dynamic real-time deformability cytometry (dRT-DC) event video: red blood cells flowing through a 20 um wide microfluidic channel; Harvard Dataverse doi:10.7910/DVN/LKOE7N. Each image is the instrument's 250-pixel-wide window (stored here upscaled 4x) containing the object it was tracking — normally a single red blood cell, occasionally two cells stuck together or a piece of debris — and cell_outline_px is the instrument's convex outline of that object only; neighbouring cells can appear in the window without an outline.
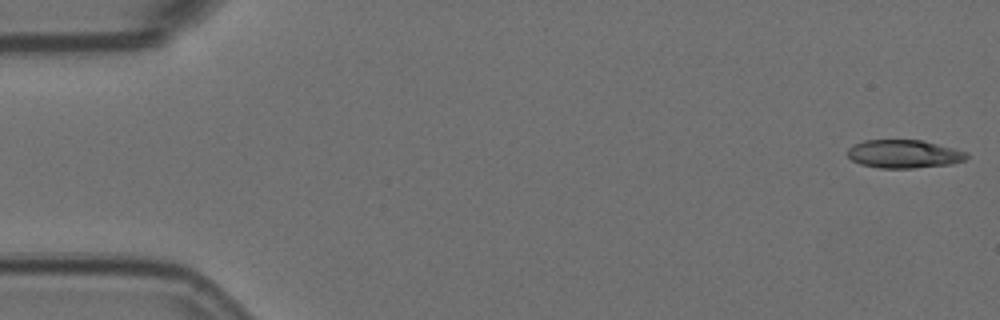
{"species": "Egyptian fruit bat (a non-hibernating species)", "species_latin": "Rousettus aegyptiacus", "temperature_condition": "room temperature", "stored_images_in_passage": 56, "camera_frame_rate_fps": 3000, "um_per_image_px": 0.085, "animal": {"sex": "female"}, "frame": {"image": 1, "passage_image": 1, "time_ms": 0.0, "image_size_px": [1000, 320], "cell_outline_px": [[968, 156], [964, 160], [952, 164], [912, 168], [880, 168], [860, 164], [852, 160], [848, 156], [848, 148], [864, 140], [924, 140], [968, 152]], "centroid_in_image_um": [76.85, 13.08], "position_along_channel_um": 8.1, "area_um2": 19.59}}
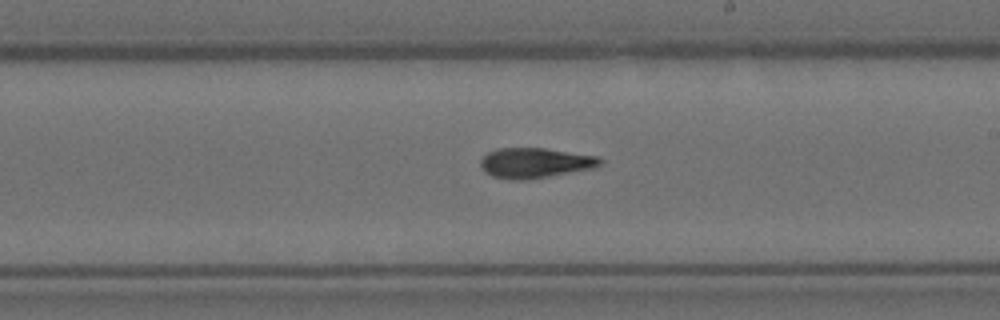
{"frame": {"image": 2, "passage_image": 32, "time_ms": 10.333, "image_size_px": [1000, 320], "cell_outline_px": [[604, 160], [596, 168], [528, 180], [512, 180], [492, 176], [484, 172], [480, 164], [480, 160], [488, 152], [496, 148], [544, 148], [600, 156]], "centroid_in_image_um": [45.5, 13.85], "position_along_channel_um": 243.5, "area_um2": 21.33}}
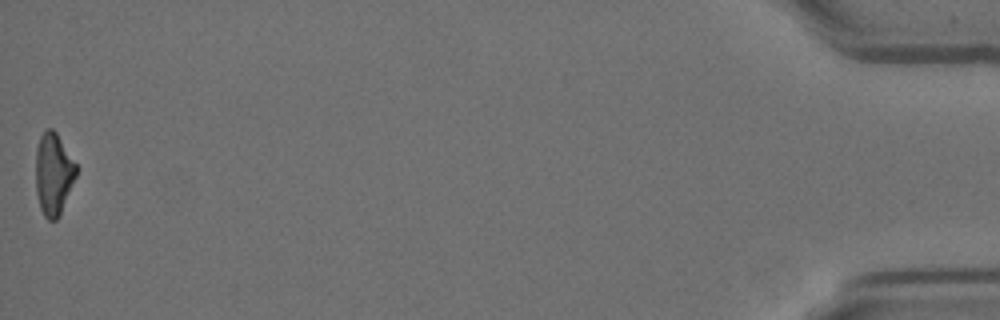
{"frame": {"image": 3, "passage_image": 56, "time_ms": 18.333, "image_size_px": [1000, 320], "cell_outline_px": [[76, 176], [60, 216], [56, 220], [48, 220], [44, 216], [40, 208], [36, 192], [36, 148], [40, 136], [48, 128], [52, 128], [56, 132], [76, 164]], "centroid_in_image_um": [4.53, 14.81], "position_along_channel_um": 430.7, "area_um2": 19.31}, "authors_computed_cell_mechanics": {"area_um2": 20.2589, "velocity_mm_per_s": 3.5942, "shape_relaxation_time_tau1_ms": 6.4228, "shape_relaxation_time_tau2_ms": 5.574, "deformation_change_tau1": 0.207, "deformation_change_tau2": 0.1477}}